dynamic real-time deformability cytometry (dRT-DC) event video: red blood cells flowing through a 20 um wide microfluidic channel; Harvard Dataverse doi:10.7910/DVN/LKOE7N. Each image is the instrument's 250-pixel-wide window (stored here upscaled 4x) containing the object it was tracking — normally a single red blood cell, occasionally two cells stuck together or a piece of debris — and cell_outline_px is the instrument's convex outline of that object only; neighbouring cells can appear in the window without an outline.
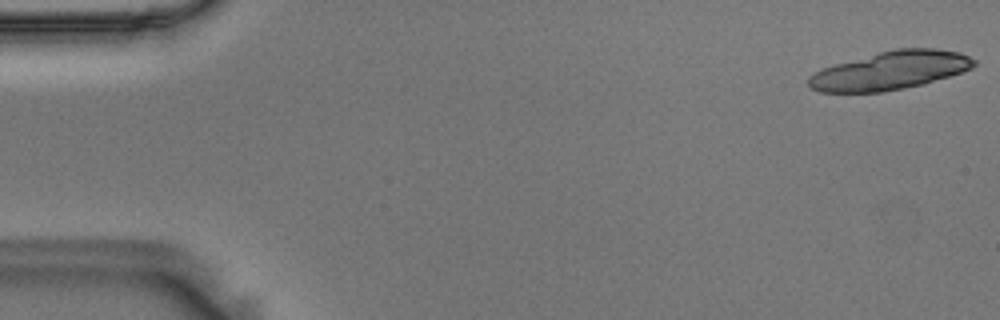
{"species": "Egyptian fruit bat (a non-hibernating species)", "species_latin": "Rousettus aegyptiacus", "temperature_condition": "room temperature", "stored_images_in_passage": 19, "camera_frame_rate_fps": 3000, "um_per_image_px": 0.085, "animal": {"sex": "male"}, "frame": {"image": 1, "passage_image": 1, "time_ms": 0.0, "image_size_px": [1000, 320], "cell_outline_px": [[976, 64], [972, 68], [924, 84], [884, 92], [820, 92], [812, 88], [808, 84], [808, 76], [824, 68], [836, 64], [880, 52], [896, 48], [936, 48], [960, 52], [976, 60]], "centroid_in_image_um": [75.7, 5.99], "position_along_channel_um": 9.3, "area_um2": 36.65}}